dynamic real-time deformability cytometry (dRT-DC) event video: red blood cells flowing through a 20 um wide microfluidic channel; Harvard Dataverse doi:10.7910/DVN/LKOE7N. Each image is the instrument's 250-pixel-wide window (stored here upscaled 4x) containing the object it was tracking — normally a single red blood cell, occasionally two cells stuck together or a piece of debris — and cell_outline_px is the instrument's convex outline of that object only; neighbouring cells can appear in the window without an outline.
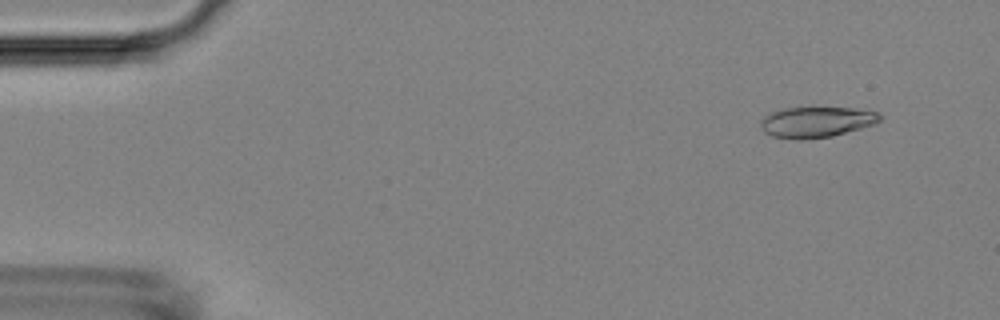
{"species": "Egyptian fruit bat (a non-hibernating species)", "species_latin": "Rousettus aegyptiacus", "temperature_condition": "room temperature", "stored_images_in_passage": 4, "camera_frame_rate_fps": 3000, "um_per_image_px": 0.085, "animal": {"sex": "female"}, "frame": {"image": 1, "passage_image": 2, "time_ms": 0.333, "image_size_px": [1000, 320], "cell_outline_px": [[884, 116], [876, 124], [832, 136], [804, 140], [796, 140], [772, 136], [764, 132], [760, 128], [760, 120], [768, 112], [784, 108], [868, 108], [880, 112]], "centroid_in_image_um": [69.43, 10.37], "position_along_channel_um": 15.6, "area_um2": 21.91}}